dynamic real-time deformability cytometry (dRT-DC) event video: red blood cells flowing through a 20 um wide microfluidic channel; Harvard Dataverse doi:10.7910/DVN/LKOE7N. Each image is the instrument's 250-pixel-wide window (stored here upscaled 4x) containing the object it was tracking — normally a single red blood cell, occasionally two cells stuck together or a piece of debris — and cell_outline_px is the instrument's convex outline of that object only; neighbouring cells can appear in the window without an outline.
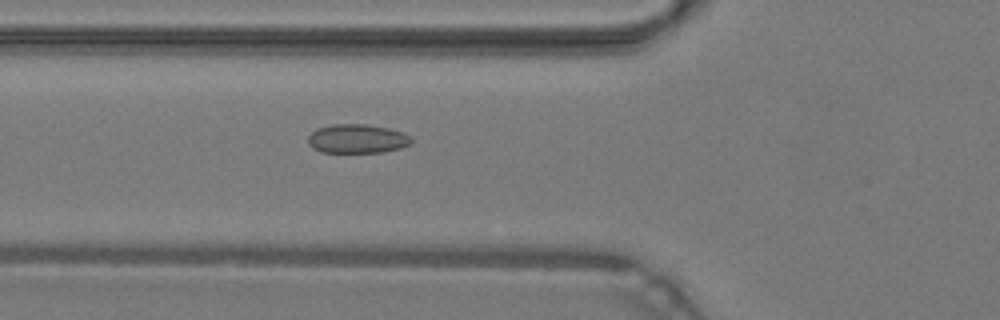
{"species": "common noctule bat (a hibernating species)", "species_latin": "Nyctalus noctula", "temperature_condition": "warm", "stored_images_in_passage": 27, "camera_frame_rate_fps": 3000, "um_per_image_px": 0.085, "animal": {"sex": "male", "body_mass_g": 19.2, "forearm_length_mm": 51.8}, "frame": {"image": 1, "passage_image": 9, "time_ms": 2.667, "image_size_px": [1000, 320], "cell_outline_px": [[412, 140], [408, 144], [400, 148], [384, 152], [320, 152], [312, 148], [308, 144], [308, 136], [316, 128], [332, 124], [364, 124], [388, 128], [400, 132], [408, 136]], "centroid_in_image_um": [30.29, 11.79], "position_along_channel_um": 95.5, "area_um2": 17.34}}
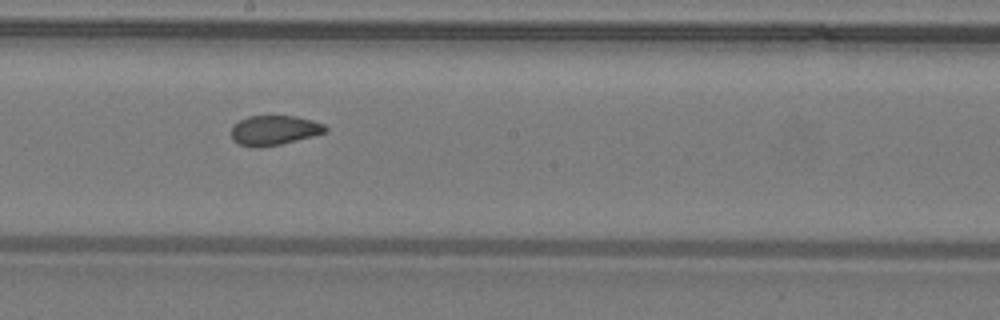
{"frame": {"image": 2, "passage_image": 18, "time_ms": 5.667, "image_size_px": [1000, 320], "cell_outline_px": [[328, 132], [280, 144], [256, 148], [252, 148], [240, 144], [232, 140], [232, 128], [240, 120], [248, 116], [296, 116], [312, 120], [324, 124], [328, 128]], "centroid_in_image_um": [23.33, 11.07], "position_along_channel_um": 224.9, "area_um2": 16.24}}
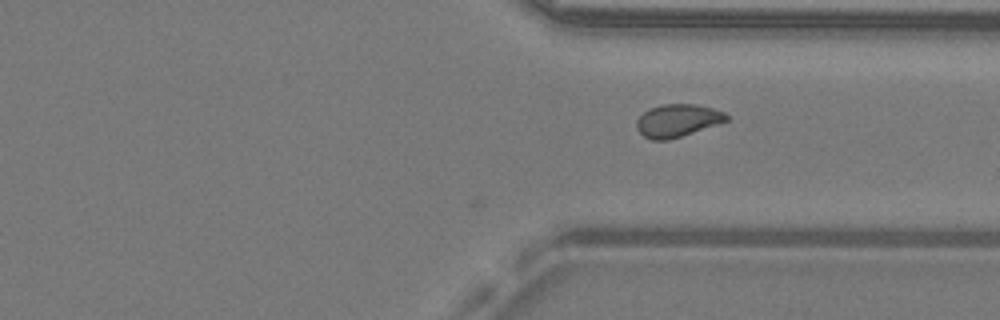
{"frame": {"image": 3, "passage_image": 27, "time_ms": 8.667, "image_size_px": [1000, 320], "cell_outline_px": [[728, 120], [668, 140], [652, 140], [644, 136], [636, 128], [636, 120], [648, 108], [660, 104], [696, 104], [712, 108], [724, 112], [728, 116]], "centroid_in_image_um": [57.54, 10.23], "position_along_channel_um": 353.9, "area_um2": 16.94}}